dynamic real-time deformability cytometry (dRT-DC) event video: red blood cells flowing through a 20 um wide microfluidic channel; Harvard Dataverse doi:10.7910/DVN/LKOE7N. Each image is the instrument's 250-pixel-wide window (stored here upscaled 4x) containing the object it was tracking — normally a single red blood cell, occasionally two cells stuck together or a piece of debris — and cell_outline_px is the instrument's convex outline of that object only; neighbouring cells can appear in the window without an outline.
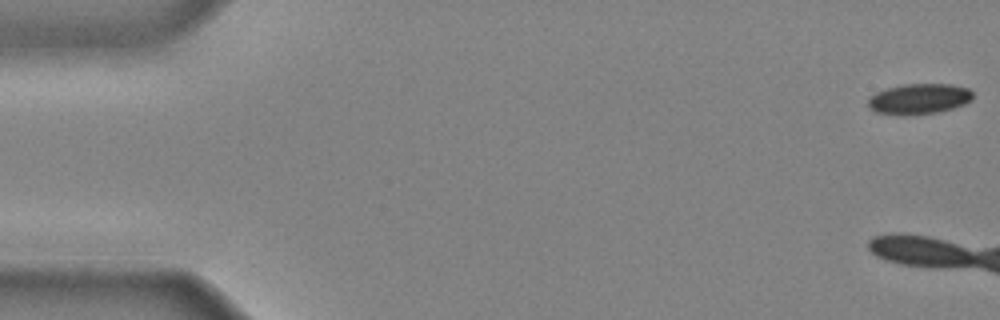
{"species": "common noctule bat (a hibernating species)", "species_latin": "Nyctalus noctula", "temperature_condition": "cold", "stored_images_in_passage": 9, "camera_frame_rate_fps": 3000, "um_per_image_px": 0.085, "animal": {"sex": "male", "body_mass_g": 20.4}, "frame": {"image": 1, "passage_image": 1, "time_ms": 0.0, "image_size_px": [1000, 320], "cell_outline_px": [[972, 100], [964, 104], [940, 112], [904, 116], [876, 112], [868, 104], [868, 100], [876, 92], [888, 88], [904, 84], [948, 84], [968, 88], [972, 92]], "centroid_in_image_um": [78.13, 8.41], "position_along_channel_um": 6.9, "area_um2": 18.55}}